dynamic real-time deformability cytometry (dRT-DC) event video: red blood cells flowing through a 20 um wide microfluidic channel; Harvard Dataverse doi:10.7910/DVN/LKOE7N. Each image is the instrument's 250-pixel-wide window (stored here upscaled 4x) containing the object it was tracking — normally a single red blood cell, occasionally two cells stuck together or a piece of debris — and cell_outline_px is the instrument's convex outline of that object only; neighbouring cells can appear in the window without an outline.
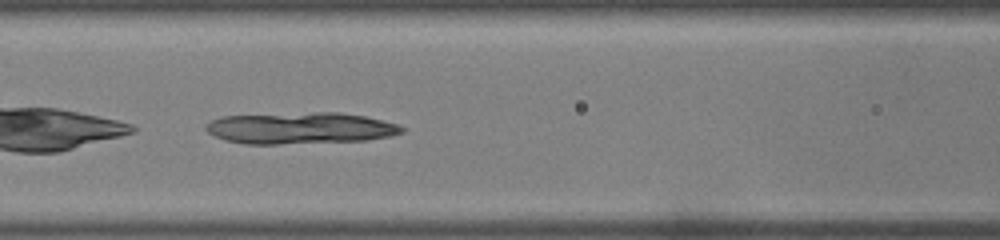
{"species": "common noctule bat (a hibernating species)", "species_latin": "Nyctalus noctula", "temperature_condition": "warm", "stored_images_in_passage": 29, "camera_frame_rate_fps": 3000, "um_per_image_px": 0.085, "animal": {"sex": "male", "body_mass_g": 19.0, "forearm_length_mm": 50.8}, "frame": {"image": 1, "passage_image": 9, "time_ms": 2.667, "image_size_px": [1000, 240], "cell_outline_px": [[404, 132], [388, 136], [364, 140], [276, 144], [244, 144], [224, 140], [208, 132], [204, 128], [212, 120], [224, 116], [316, 112], [340, 112], [364, 116], [396, 124], [404, 128]], "centroid_in_image_um": [25.5, 10.89], "position_along_channel_um": 141.1, "area_um2": 35.6}}
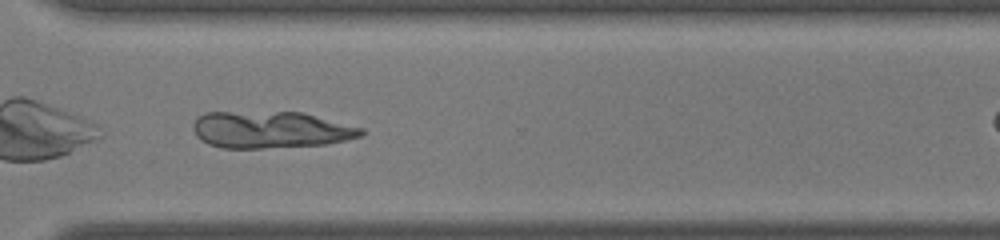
{"frame": {"image": 2, "passage_image": 25, "time_ms": 8.0, "image_size_px": [1000, 240], "cell_outline_px": [[364, 136], [328, 144], [264, 148], [224, 148], [208, 144], [200, 140], [196, 136], [192, 128], [192, 124], [204, 112], [300, 112], [364, 128]], "centroid_in_image_um": [23.0, 11.03], "position_along_channel_um": 347.6, "area_um2": 36.18}}